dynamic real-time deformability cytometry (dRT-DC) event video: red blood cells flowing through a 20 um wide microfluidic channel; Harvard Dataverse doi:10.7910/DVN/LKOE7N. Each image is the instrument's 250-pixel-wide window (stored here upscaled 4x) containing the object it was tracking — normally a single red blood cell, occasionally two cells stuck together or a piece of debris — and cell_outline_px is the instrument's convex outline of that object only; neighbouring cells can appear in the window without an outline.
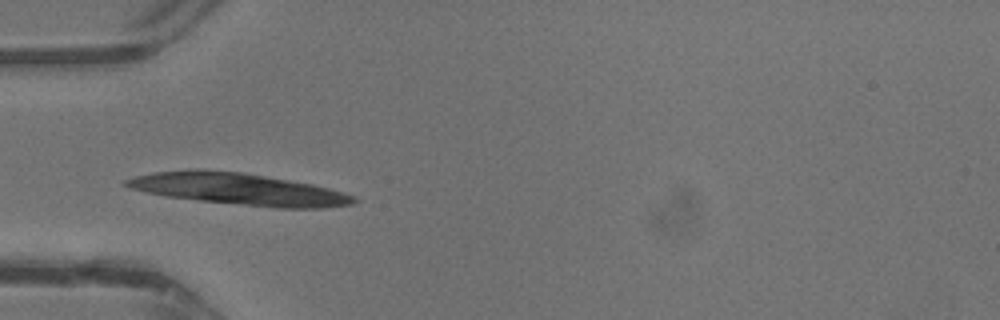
{"species": "common noctule bat (a hibernating species)", "species_latin": "Nyctalus noctula", "temperature_condition": "warm", "stored_images_in_passage": 11, "camera_frame_rate_fps": 3000, "um_per_image_px": 0.085, "animal": {"sex": "male", "body_mass_g": 13.3}, "frame": {"image": 1, "passage_image": 1, "time_ms": 0.0, "image_size_px": [1000, 320], "cell_outline_px": [[360, 200], [352, 204], [324, 208], [276, 208], [200, 200], [164, 196], [132, 188], [124, 184], [124, 180], [136, 176], [156, 172], [196, 168], [244, 172], [312, 184], [344, 192], [356, 196]], "centroid_in_image_um": [20.35, 16.07], "position_along_channel_um": 64.7, "area_um2": 42.02}}
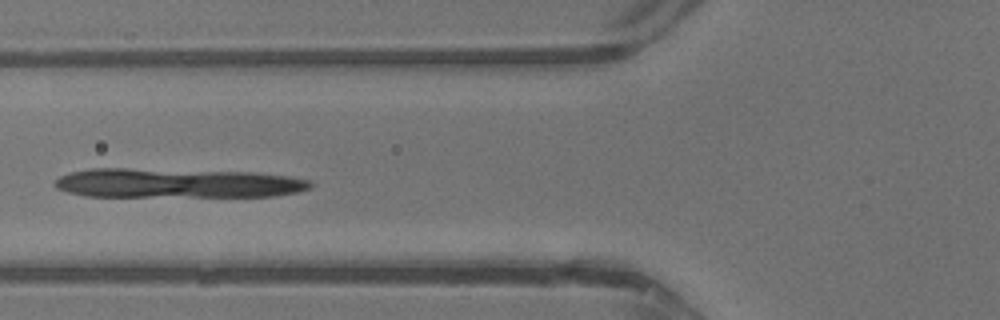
{"frame": {"image": 2, "passage_image": 4, "time_ms": 1.0, "image_size_px": [1000, 320], "cell_outline_px": [[312, 188], [296, 192], [276, 196], [84, 196], [68, 192], [56, 188], [52, 184], [60, 176], [72, 172], [92, 168], [128, 168], [256, 172], [288, 176], [312, 180]], "centroid_in_image_um": [15.08, 15.56], "position_along_channel_um": 110.7, "area_um2": 44.1}}